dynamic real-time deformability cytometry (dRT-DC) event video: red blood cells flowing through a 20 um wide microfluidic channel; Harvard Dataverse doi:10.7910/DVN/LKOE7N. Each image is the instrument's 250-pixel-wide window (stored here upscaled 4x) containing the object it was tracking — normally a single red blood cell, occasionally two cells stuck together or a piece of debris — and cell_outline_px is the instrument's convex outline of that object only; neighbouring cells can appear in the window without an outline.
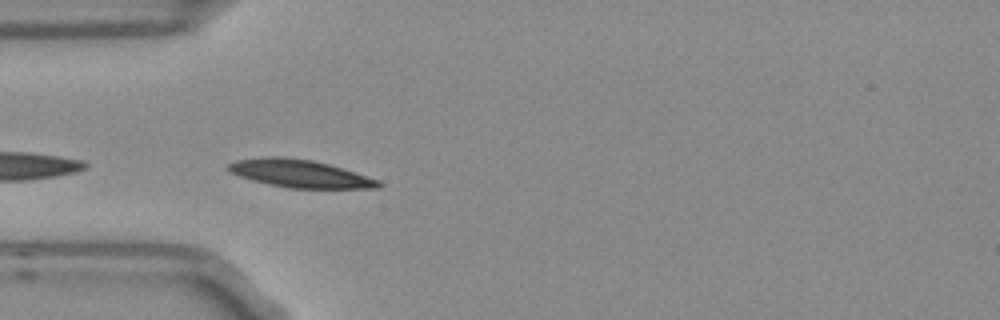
{"species": "Egyptian fruit bat (a non-hibernating species)", "species_latin": "Rousettus aegyptiacus", "temperature_condition": "room temperature", "stored_images_in_passage": 5, "camera_frame_rate_fps": 3000, "um_per_image_px": 0.085, "frame": {"image": 1, "passage_image": 4, "time_ms": 1.0, "image_size_px": [1000, 320], "cell_outline_px": [[384, 184], [380, 188], [288, 188], [268, 184], [252, 180], [228, 172], [228, 164], [236, 160], [264, 156], [284, 156], [312, 160], [328, 164], [380, 180]], "centroid_in_image_um": [25.48, 14.75], "position_along_channel_um": 59.5, "area_um2": 24.33}}
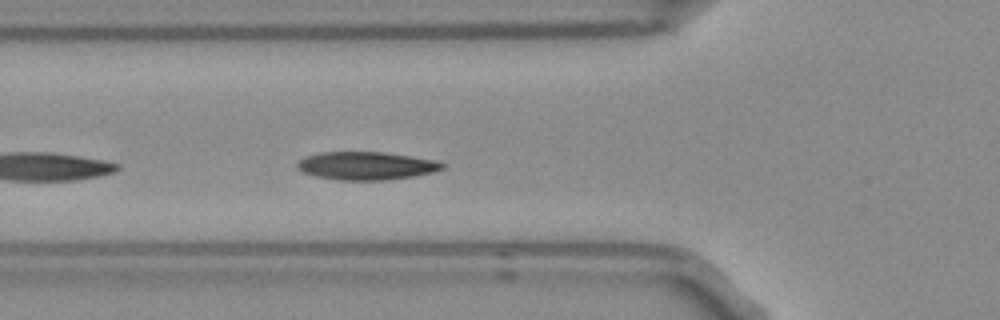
{"frame": {"image": 2, "passage_image": 5, "time_ms": 1.333, "image_size_px": [1000, 320], "cell_outline_px": [[448, 164], [444, 168], [432, 172], [416, 176], [384, 180], [340, 180], [316, 176], [304, 172], [296, 168], [296, 164], [304, 156], [320, 152], [380, 152], [412, 156], [440, 160]], "centroid_in_image_um": [31.18, 14.08], "position_along_channel_um": 94.6, "area_um2": 23.93}}